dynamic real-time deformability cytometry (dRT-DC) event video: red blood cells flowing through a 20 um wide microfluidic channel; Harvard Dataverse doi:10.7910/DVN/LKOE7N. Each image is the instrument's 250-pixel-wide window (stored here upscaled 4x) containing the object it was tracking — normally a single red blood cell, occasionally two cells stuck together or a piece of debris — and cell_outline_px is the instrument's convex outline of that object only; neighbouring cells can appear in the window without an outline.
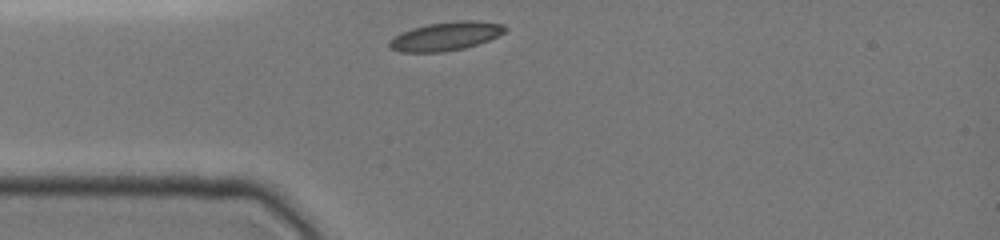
{"species": "common noctule bat (a hibernating species)", "species_latin": "Nyctalus noctula", "temperature_condition": "cold", "stored_images_in_passage": 48, "camera_frame_rate_fps": 3000, "um_per_image_px": 0.085, "animal": {"sex": "female", "body_mass_g": 19.0, "forearm_length_mm": 51.5}, "frame": {"image": 1, "passage_image": 1, "time_ms": 0.0, "image_size_px": [1000, 240], "cell_outline_px": [[508, 28], [504, 32], [488, 40], [464, 48], [444, 52], [400, 52], [392, 48], [388, 44], [388, 40], [400, 32], [412, 28], [428, 24], [456, 20], [476, 20], [504, 24]], "centroid_in_image_um": [37.87, 3.07], "position_along_channel_um": 47.1, "area_um2": 19.36}}
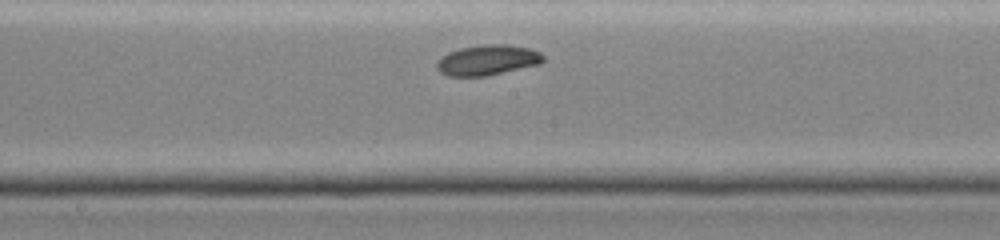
{"frame": {"image": 2, "passage_image": 26, "time_ms": 4.333, "image_size_px": [1000, 240], "cell_outline_px": [[544, 60], [540, 64], [484, 76], [448, 76], [440, 72], [436, 68], [436, 64], [448, 52], [460, 48], [484, 44], [508, 44], [532, 48], [540, 52], [544, 56]], "centroid_in_image_um": [41.47, 5.09], "position_along_channel_um": 206.7, "area_um2": 18.79}}
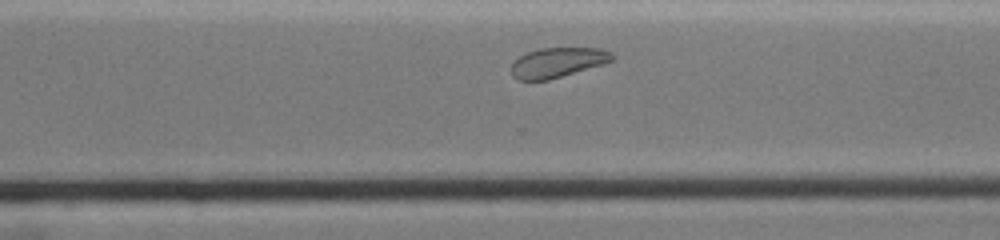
{"frame": {"image": 3, "passage_image": 44, "time_ms": 7.333, "image_size_px": [1000, 240], "cell_outline_px": [[616, 56], [612, 60], [604, 64], [548, 80], [516, 80], [512, 76], [512, 64], [520, 56], [528, 52], [540, 48], [600, 48], [612, 52]], "centroid_in_image_um": [47.42, 5.31], "position_along_channel_um": 323.2, "area_um2": 17.51}}